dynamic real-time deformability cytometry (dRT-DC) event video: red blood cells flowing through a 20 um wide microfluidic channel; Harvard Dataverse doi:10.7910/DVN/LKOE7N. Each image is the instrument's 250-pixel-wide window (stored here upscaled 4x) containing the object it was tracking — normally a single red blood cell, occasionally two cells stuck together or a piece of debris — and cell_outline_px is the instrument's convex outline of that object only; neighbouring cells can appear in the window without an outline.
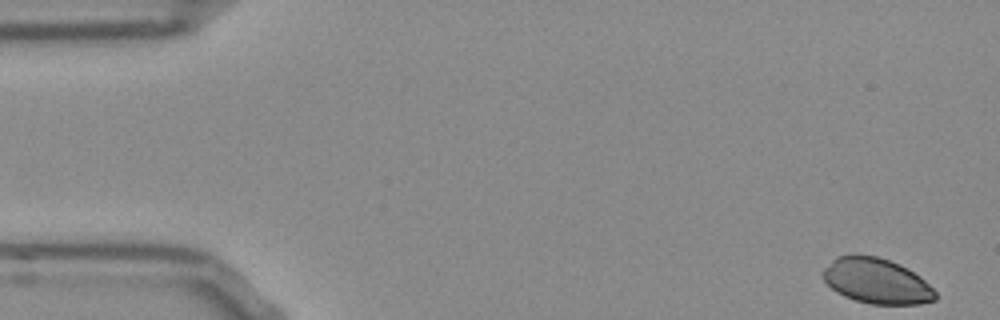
{"species": "Egyptian fruit bat (a non-hibernating species)", "species_latin": "Rousettus aegyptiacus", "temperature_condition": "room temperature", "stored_images_in_passage": 52, "camera_frame_rate_fps": 3000, "um_per_image_px": 0.085, "frame": {"image": 1, "passage_image": 1, "time_ms": 0.0, "image_size_px": [1000, 320], "cell_outline_px": [[936, 300], [920, 304], [872, 304], [856, 300], [844, 296], [836, 292], [820, 276], [820, 272], [836, 256], [876, 256], [900, 264], [908, 268], [920, 276], [936, 292]], "centroid_in_image_um": [74.5, 23.89], "position_along_channel_um": 10.5, "area_um2": 29.54}}
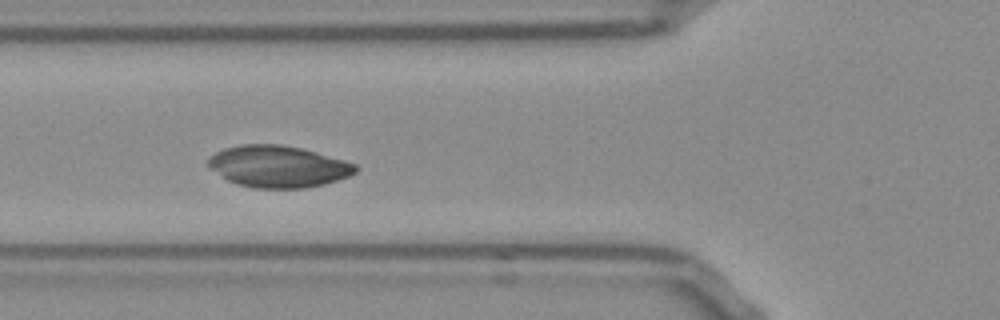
{"frame": {"image": 2, "passage_image": 18, "time_ms": 5.667, "image_size_px": [1000, 320], "cell_outline_px": [[356, 172], [348, 176], [324, 184], [304, 188], [252, 188], [236, 184], [228, 180], [208, 168], [208, 160], [216, 152], [224, 148], [240, 144], [280, 144], [300, 148], [316, 152], [344, 160], [356, 164]], "centroid_in_image_um": [23.61, 14.15], "position_along_channel_um": 102.2, "area_um2": 35.72}}
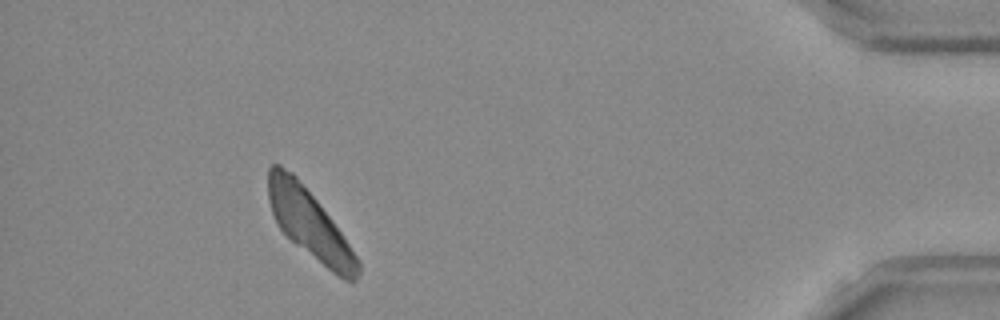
{"frame": {"image": 3, "passage_image": 47, "time_ms": 15.333, "image_size_px": [1000, 320], "cell_outline_px": [[360, 276], [352, 284], [344, 280], [332, 272], [296, 244], [276, 224], [268, 200], [268, 168], [272, 164], [280, 164], [292, 172], [296, 176], [316, 200], [332, 220], [360, 260]], "centroid_in_image_um": [26.33, 19.05], "position_along_channel_um": 408.9, "area_um2": 35.72}}